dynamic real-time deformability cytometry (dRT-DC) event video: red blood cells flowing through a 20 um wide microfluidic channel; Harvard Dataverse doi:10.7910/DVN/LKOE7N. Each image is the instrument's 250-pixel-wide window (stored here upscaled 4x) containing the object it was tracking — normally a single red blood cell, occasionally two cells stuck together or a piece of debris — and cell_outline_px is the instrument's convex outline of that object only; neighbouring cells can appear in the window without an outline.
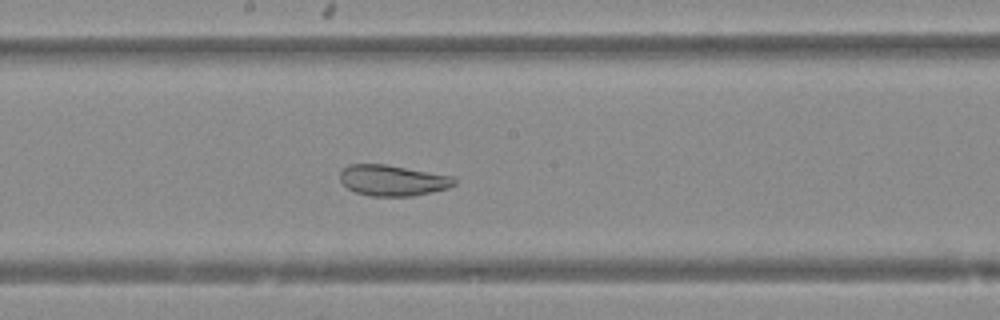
{"species": "Egyptian fruit bat (a non-hibernating species)", "species_latin": "Rousettus aegyptiacus", "temperature_condition": "warm", "stored_images_in_passage": 38, "camera_frame_rate_fps": 3000, "um_per_image_px": 0.085, "animal": {"sex": "female"}, "frame": {"image": 1, "passage_image": 15, "time_ms": 4.667, "image_size_px": [1000, 320], "cell_outline_px": [[456, 184], [448, 188], [432, 192], [412, 196], [368, 196], [356, 192], [348, 188], [340, 180], [340, 172], [348, 164], [384, 164], [452, 176], [456, 180]], "centroid_in_image_um": [33.37, 15.34], "position_along_channel_um": 214.8, "area_um2": 20.46}}
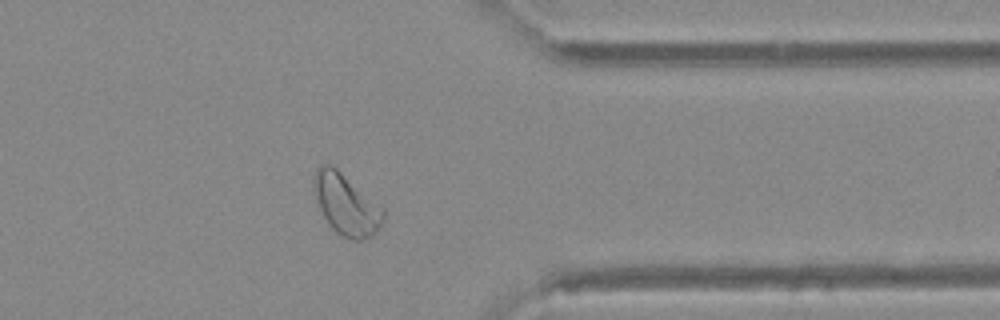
{"frame": {"image": 2, "passage_image": 28, "time_ms": 9.0, "image_size_px": [1000, 320], "cell_outline_px": [[384, 224], [372, 236], [364, 240], [352, 240], [336, 232], [328, 224], [320, 208], [316, 196], [312, 180], [316, 168], [320, 164], [332, 164], [384, 208]], "centroid_in_image_um": [29.45, 17.37], "position_along_channel_um": 382.0, "area_um2": 24.8}}
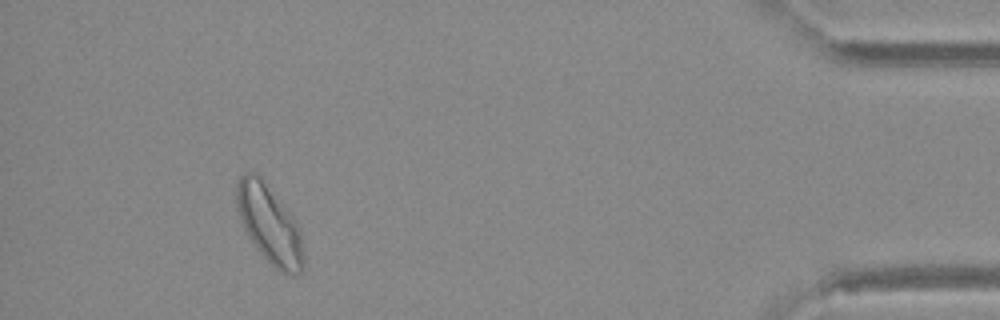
{"frame": {"image": 3, "passage_image": 34, "time_ms": 11.0, "image_size_px": [1000, 320], "cell_outline_px": [[304, 268], [300, 272], [292, 276], [280, 272], [264, 256], [252, 240], [240, 216], [236, 200], [236, 184], [240, 176], [244, 172], [256, 172], [260, 176], [292, 216], [300, 228], [304, 256]], "centroid_in_image_um": [22.94, 19.06], "position_along_channel_um": 412.3, "area_um2": 29.88}}